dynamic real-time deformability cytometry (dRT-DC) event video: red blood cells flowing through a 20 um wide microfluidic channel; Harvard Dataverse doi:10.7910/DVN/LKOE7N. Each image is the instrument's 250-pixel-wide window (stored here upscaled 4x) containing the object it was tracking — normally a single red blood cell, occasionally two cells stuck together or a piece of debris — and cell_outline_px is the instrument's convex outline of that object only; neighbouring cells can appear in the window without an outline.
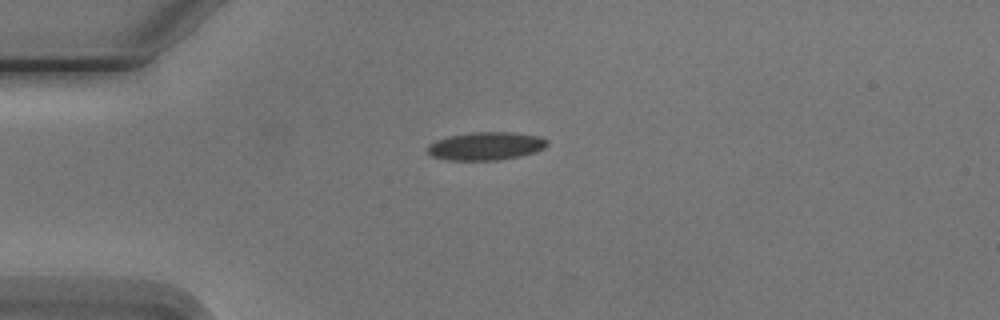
{"species": "Egyptian fruit bat (a non-hibernating species)", "species_latin": "Rousettus aegyptiacus", "temperature_condition": "cold", "stored_images_in_passage": 2, "camera_frame_rate_fps": 3000, "um_per_image_px": 0.085, "animal": {"sex": "male"}, "frame": {"image": 1, "passage_image": 1, "time_ms": 0.0, "image_size_px": [1000, 320], "cell_outline_px": [[548, 144], [544, 148], [536, 152], [520, 156], [496, 160], [444, 160], [432, 156], [424, 148], [428, 144], [436, 140], [448, 136], [472, 132], [512, 132], [540, 136], [548, 140]], "centroid_in_image_um": [41.28, 12.41], "position_along_channel_um": 43.7, "area_um2": 19.83}}